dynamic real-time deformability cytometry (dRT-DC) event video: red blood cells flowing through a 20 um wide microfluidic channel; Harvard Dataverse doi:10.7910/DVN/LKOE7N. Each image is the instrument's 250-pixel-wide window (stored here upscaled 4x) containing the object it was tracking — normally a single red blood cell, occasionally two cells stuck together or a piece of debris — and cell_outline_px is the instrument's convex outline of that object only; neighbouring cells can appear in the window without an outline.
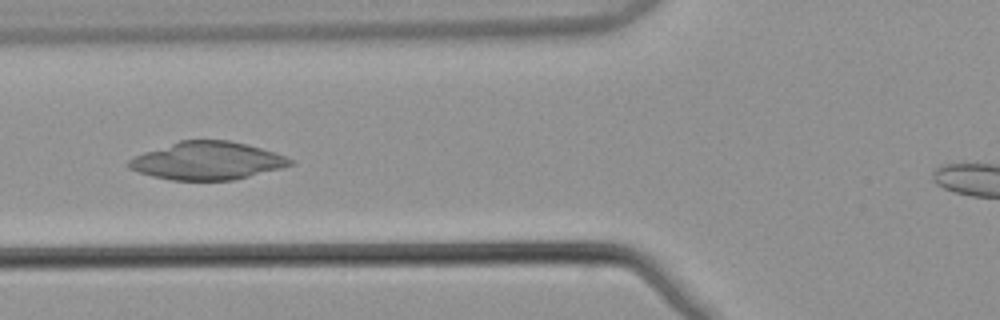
{"species": "common noctule bat (a hibernating species)", "species_latin": "Nyctalus noctula", "temperature_condition": "warm", "stored_images_in_passage": 5, "camera_frame_rate_fps": 3000, "um_per_image_px": 0.085, "animal": {"sex": "male", "body_mass_g": 21.5, "forearm_length_mm": 52.0}, "frame": {"image": 1, "passage_image": 5, "time_ms": 1.333, "image_size_px": [1000, 320], "cell_outline_px": [[296, 164], [236, 180], [172, 180], [152, 176], [128, 168], [128, 160], [144, 152], [180, 140], [228, 140], [248, 144], [284, 156], [292, 160]], "centroid_in_image_um": [17.63, 13.67], "position_along_channel_um": 108.2, "area_um2": 35.43}}